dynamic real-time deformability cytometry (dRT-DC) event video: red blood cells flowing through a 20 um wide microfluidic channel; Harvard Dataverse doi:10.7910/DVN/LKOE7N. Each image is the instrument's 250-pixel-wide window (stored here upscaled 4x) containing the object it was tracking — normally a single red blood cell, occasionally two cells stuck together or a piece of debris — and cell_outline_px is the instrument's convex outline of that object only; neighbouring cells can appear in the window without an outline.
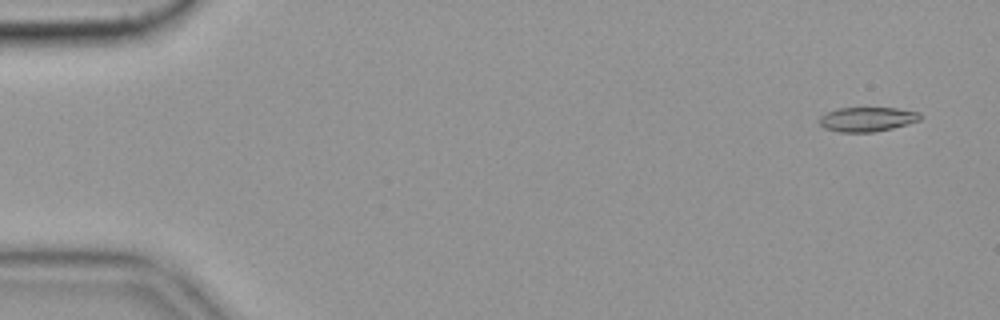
{"species": "common noctule bat (a hibernating species)", "species_latin": "Nyctalus noctula", "temperature_condition": "cold", "stored_images_in_passage": 57, "camera_frame_rate_fps": 3000, "um_per_image_px": 0.085, "animal": {"sex": "female", "body_mass_g": 19.9}, "frame": {"image": 1, "passage_image": 3, "time_ms": 0.667, "image_size_px": [1000, 320], "cell_outline_px": [[920, 120], [908, 124], [892, 128], [872, 132], [840, 132], [824, 128], [820, 124], [820, 116], [836, 108], [896, 108], [920, 112]], "centroid_in_image_um": [73.71, 10.13], "position_along_channel_um": 11.3, "area_um2": 14.28}}
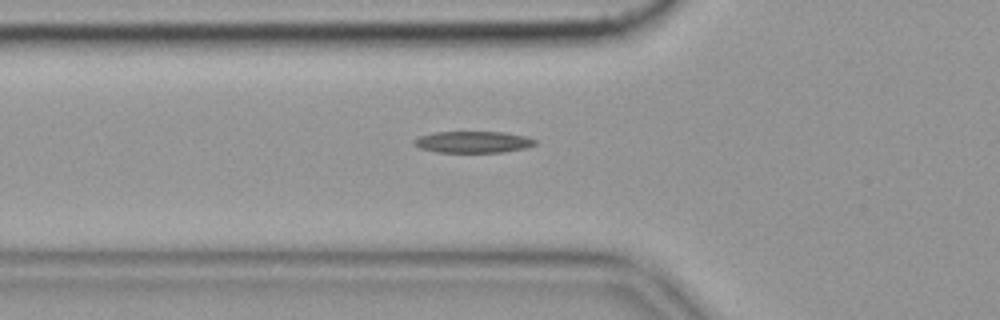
{"frame": {"image": 2, "passage_image": 20, "time_ms": 6.333, "image_size_px": [1000, 320], "cell_outline_px": [[536, 144], [524, 148], [504, 152], [436, 152], [420, 148], [412, 140], [420, 136], [436, 132], [504, 132], [528, 136], [536, 140]], "centroid_in_image_um": [40.24, 12.06], "position_along_channel_um": 85.6, "area_um2": 15.14}}
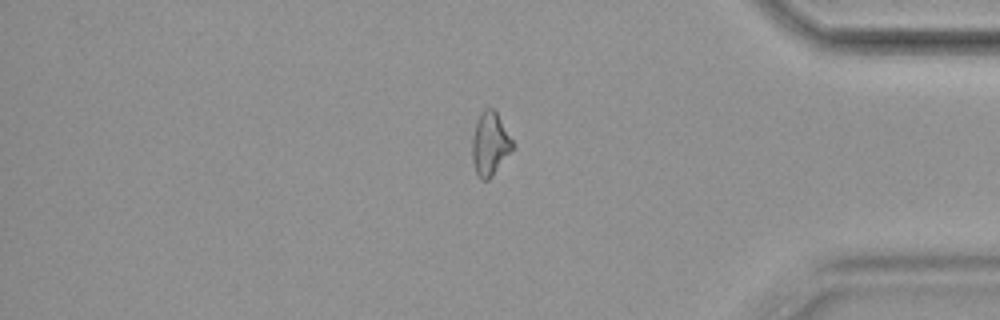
{"frame": {"image": 3, "passage_image": 48, "time_ms": 15.667, "image_size_px": [1000, 320], "cell_outline_px": [[516, 148], [492, 176], [488, 180], [480, 180], [476, 172], [472, 160], [472, 136], [476, 120], [480, 112], [484, 108], [492, 108], [496, 112], [516, 144]], "centroid_in_image_um": [41.68, 12.23], "position_along_channel_um": 393.5, "area_um2": 15.37}, "authors_computed_cell_mechanics": {"area_um2": 14.9702, "velocity_mm_per_s": 3.551, "shape_relaxation_time_tau1_ms": null, "shape_relaxation_time_tau2_ms": 5.0684, "deformation_change_tau1": null, "deformation_change_tau2": 0.1397}}